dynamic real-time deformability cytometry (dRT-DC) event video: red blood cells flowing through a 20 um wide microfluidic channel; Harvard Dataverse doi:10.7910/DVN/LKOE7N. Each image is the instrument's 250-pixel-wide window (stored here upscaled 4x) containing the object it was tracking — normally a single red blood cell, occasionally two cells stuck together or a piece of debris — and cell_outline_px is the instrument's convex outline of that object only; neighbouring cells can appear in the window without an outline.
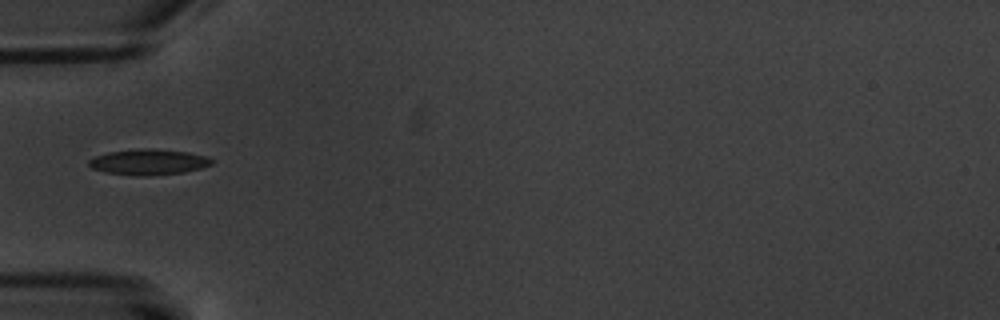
{"species": "common noctule bat (a hibernating species)", "species_latin": "Nyctalus noctula", "temperature_condition": "warm", "stored_images_in_passage": 15, "camera_frame_rate_fps": 3000, "um_per_image_px": 0.085, "animal": {"sex": "male", "body_mass_g": 20.1, "forearm_length_mm": 53.5}, "frame": {"image": 1, "passage_image": 5, "time_ms": 4.667, "image_size_px": [1000, 320], "cell_outline_px": [[212, 164], [200, 168], [184, 172], [148, 176], [132, 176], [104, 172], [92, 168], [88, 164], [88, 160], [96, 156], [108, 152], [144, 148], [148, 148], [188, 152], [204, 156], [212, 160]], "centroid_in_image_um": [12.58, 13.78], "position_along_channel_um": 72.4, "area_um2": 18.32}}
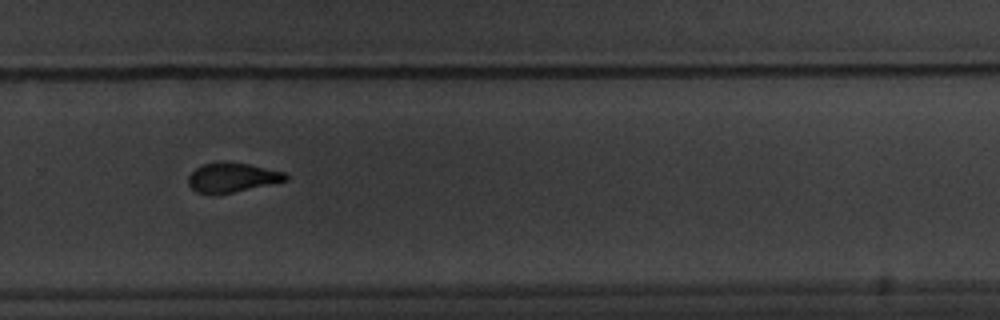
{"frame": {"image": 2, "passage_image": 11, "time_ms": 11.667, "image_size_px": [1000, 320], "cell_outline_px": [[288, 180], [216, 196], [212, 196], [196, 192], [188, 184], [188, 176], [196, 168], [204, 164], [248, 164], [284, 172], [288, 176]], "centroid_in_image_um": [19.7, 15.15], "position_along_channel_um": 310.1, "area_um2": 16.36}}
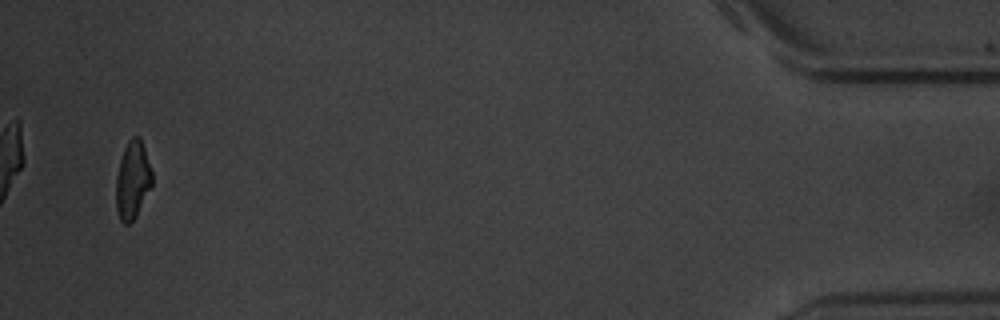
{"frame": {"image": 3, "passage_image": 15, "time_ms": 17.333, "image_size_px": [1000, 320], "cell_outline_px": [[152, 184], [136, 216], [128, 224], [124, 224], [120, 220], [116, 208], [116, 176], [120, 160], [124, 148], [128, 140], [132, 136], [140, 136], [152, 172]], "centroid_in_image_um": [11.26, 15.29], "position_along_channel_um": 423.9, "area_um2": 16.24}, "authors_computed_cell_mechanics": {"area_um2": 17.4556, "velocity_mm_per_s": 3.3817, "shape_relaxation_time_tau1_ms": 2.8879, "shape_relaxation_time_tau2_ms": 1.2523, "deformation_change_tau1": 0.0895, "deformation_change_tau2": 0.0593}}